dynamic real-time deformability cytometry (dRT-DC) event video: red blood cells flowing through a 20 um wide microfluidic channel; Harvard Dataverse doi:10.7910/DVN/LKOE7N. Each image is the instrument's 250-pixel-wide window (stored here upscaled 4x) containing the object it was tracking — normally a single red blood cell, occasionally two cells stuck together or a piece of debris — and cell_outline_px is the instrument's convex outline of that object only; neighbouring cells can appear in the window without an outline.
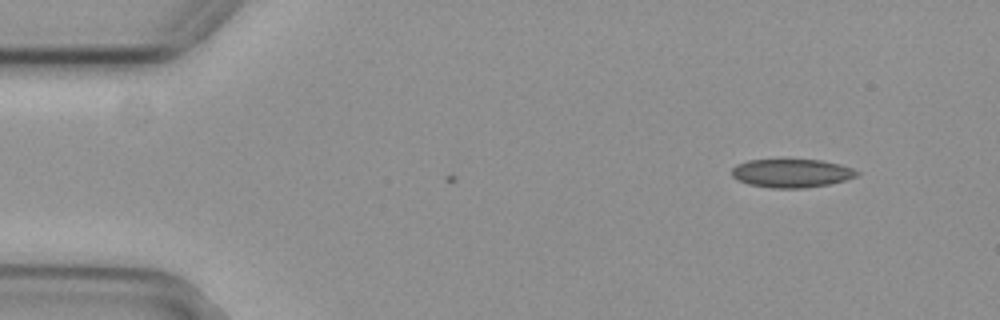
{"species": "common noctule bat (a hibernating species)", "species_latin": "Nyctalus noctula", "temperature_condition": "cold", "stored_images_in_passage": 3, "camera_frame_rate_fps": 3000, "um_per_image_px": 0.085, "animal": {"sex": "female", "body_mass_g": 29.2, "forearm_length_mm": 56.3}, "frame": {"image": 1, "passage_image": 1, "time_ms": 0.0, "image_size_px": [1000, 320], "cell_outline_px": [[860, 172], [856, 176], [844, 180], [828, 184], [804, 188], [772, 188], [748, 184], [736, 180], [732, 176], [732, 168], [736, 164], [748, 160], [784, 156], [820, 160], [840, 164], [852, 168]], "centroid_in_image_um": [67.22, 14.66], "position_along_channel_um": 17.8, "area_um2": 21.73}}